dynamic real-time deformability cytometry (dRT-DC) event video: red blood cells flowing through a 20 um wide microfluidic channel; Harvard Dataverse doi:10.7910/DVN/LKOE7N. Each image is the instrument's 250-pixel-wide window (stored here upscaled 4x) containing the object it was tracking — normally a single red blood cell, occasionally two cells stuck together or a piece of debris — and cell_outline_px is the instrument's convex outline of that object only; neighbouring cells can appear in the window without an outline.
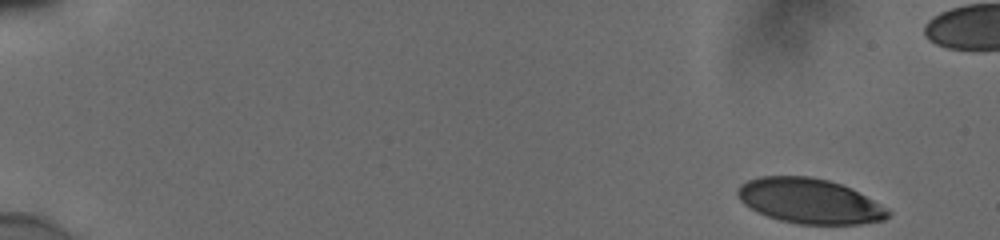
{"species": "human", "species_latin": "Homo sapiens", "temperature_condition": "cold", "stored_images_in_passage": 49, "camera_frame_rate_fps": 3000, "um_per_image_px": 0.085, "donor": {"sex": "male"}, "frame": {"image": 1, "passage_image": 1, "time_ms": 0.0, "image_size_px": [1000, 240], "cell_outline_px": [[892, 212], [884, 220], [860, 224], [800, 224], [780, 220], [756, 212], [744, 204], [740, 200], [736, 192], [736, 188], [740, 184], [748, 180], [760, 176], [808, 176], [828, 180], [852, 188], [888, 208]], "centroid_in_image_um": [68.81, 17.08], "position_along_channel_um": 16.2, "area_um2": 39.59}}
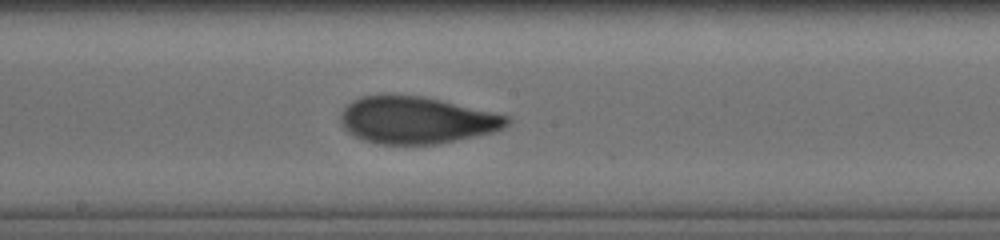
{"frame": {"image": 2, "passage_image": 29, "time_ms": 9.333, "image_size_px": [1000, 240], "cell_outline_px": [[512, 120], [504, 128], [496, 132], [436, 144], [380, 144], [364, 140], [348, 132], [344, 128], [340, 120], [340, 116], [344, 108], [352, 100], [360, 96], [420, 96], [440, 100], [508, 116]], "centroid_in_image_um": [35.41, 10.23], "position_along_channel_um": 212.8, "area_um2": 45.08}}
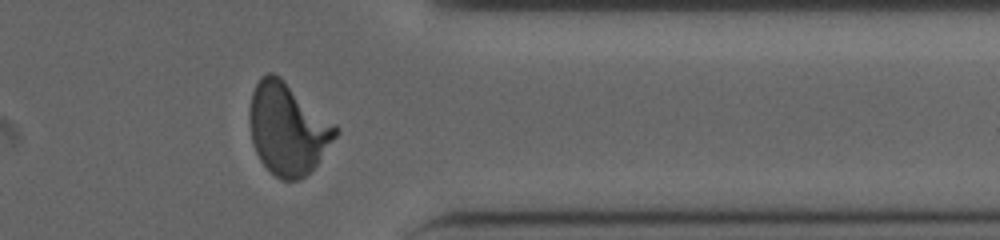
{"frame": {"image": 3, "passage_image": 43, "time_ms": 14.0, "image_size_px": [1000, 240], "cell_outline_px": [[340, 132], [316, 164], [300, 180], [280, 180], [260, 160], [252, 144], [248, 120], [248, 112], [252, 92], [260, 76], [268, 72], [272, 72], [280, 76], [336, 124], [340, 128]], "centroid_in_image_um": [24.44, 10.92], "position_along_channel_um": 387.0, "area_um2": 46.18}}